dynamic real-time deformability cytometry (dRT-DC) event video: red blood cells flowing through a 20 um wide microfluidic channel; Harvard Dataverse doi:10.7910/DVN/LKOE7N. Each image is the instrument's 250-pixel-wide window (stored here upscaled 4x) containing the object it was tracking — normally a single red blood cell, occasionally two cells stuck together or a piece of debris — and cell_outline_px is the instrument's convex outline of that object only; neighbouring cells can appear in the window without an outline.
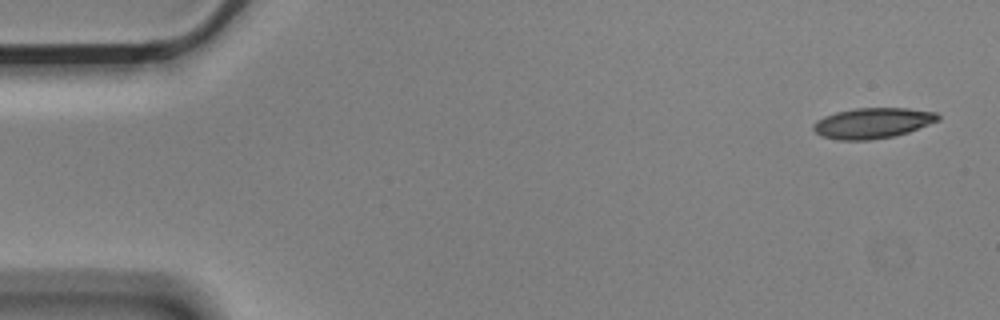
{"species": "Egyptian fruit bat (a non-hibernating species)", "species_latin": "Rousettus aegyptiacus", "temperature_condition": "cold", "stored_images_in_passage": 4, "camera_frame_rate_fps": 3000, "um_per_image_px": 0.085, "animal": {"sex": "male"}, "frame": {"image": 1, "passage_image": 4, "time_ms": 1.0, "image_size_px": [1000, 320], "cell_outline_px": [[940, 120], [908, 132], [892, 136], [868, 140], [836, 140], [820, 136], [812, 128], [812, 124], [816, 120], [824, 116], [836, 112], [856, 108], [908, 108], [936, 112], [940, 116]], "centroid_in_image_um": [74.14, 10.46], "position_along_channel_um": 10.9, "area_um2": 22.25}}